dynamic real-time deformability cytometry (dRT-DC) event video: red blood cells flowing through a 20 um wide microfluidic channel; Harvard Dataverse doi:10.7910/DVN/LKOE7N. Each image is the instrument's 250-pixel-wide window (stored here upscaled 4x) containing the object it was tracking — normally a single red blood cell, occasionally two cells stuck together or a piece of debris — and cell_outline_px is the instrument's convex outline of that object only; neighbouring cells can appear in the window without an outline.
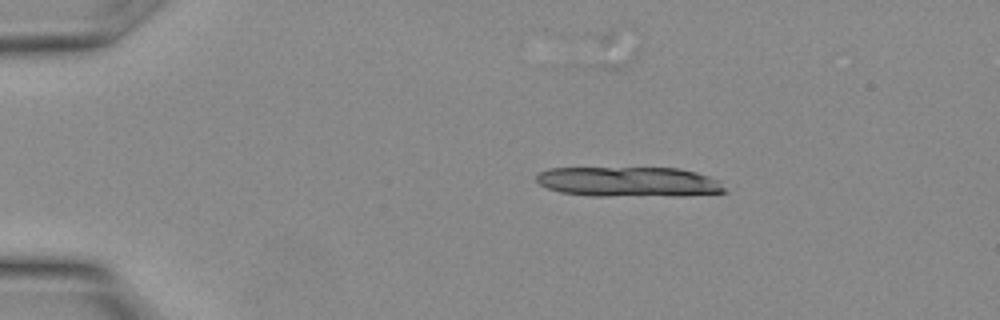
{"species": "Egyptian fruit bat (a non-hibernating species)", "species_latin": "Rousettus aegyptiacus", "temperature_condition": "warm", "stored_images_in_passage": 8, "camera_frame_rate_fps": 3000, "um_per_image_px": 0.085, "animal": {"sex": "female"}, "frame": {"image": 1, "passage_image": 1, "time_ms": 0.0, "image_size_px": [1000, 320], "cell_outline_px": [[728, 192], [684, 196], [588, 196], [560, 192], [548, 188], [540, 184], [536, 180], [536, 176], [540, 172], [548, 168], [680, 168], [696, 172], [720, 180]], "centroid_in_image_um": [53.5, 15.46], "position_along_channel_um": 31.5, "area_um2": 33.35}}